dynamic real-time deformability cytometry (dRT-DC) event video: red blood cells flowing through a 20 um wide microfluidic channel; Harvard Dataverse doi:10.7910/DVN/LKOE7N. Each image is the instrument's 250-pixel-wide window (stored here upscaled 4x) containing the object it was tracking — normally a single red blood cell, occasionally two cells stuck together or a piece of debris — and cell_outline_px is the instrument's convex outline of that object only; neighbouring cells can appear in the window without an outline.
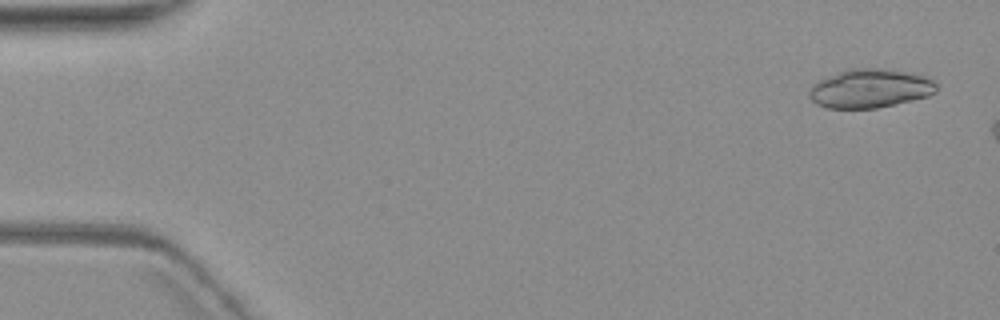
{"species": "common noctule bat (a hibernating species)", "species_latin": "Nyctalus noctula", "temperature_condition": "warm", "stored_images_in_passage": 3, "camera_frame_rate_fps": 3000, "um_per_image_px": 0.085, "animal": {"sex": "female", "body_mass_g": 19.3, "forearm_length_mm": 54.1}, "frame": {"image": 1, "passage_image": 1, "time_ms": 0.0, "image_size_px": [1000, 320], "cell_outline_px": [[936, 92], [928, 96], [912, 100], [876, 108], [828, 108], [816, 104], [808, 96], [808, 92], [812, 84], [828, 76], [848, 68], [872, 68], [904, 72], [924, 76], [932, 80], [936, 84]], "centroid_in_image_um": [73.91, 7.53], "position_along_channel_um": 11.1, "area_um2": 28.5}}